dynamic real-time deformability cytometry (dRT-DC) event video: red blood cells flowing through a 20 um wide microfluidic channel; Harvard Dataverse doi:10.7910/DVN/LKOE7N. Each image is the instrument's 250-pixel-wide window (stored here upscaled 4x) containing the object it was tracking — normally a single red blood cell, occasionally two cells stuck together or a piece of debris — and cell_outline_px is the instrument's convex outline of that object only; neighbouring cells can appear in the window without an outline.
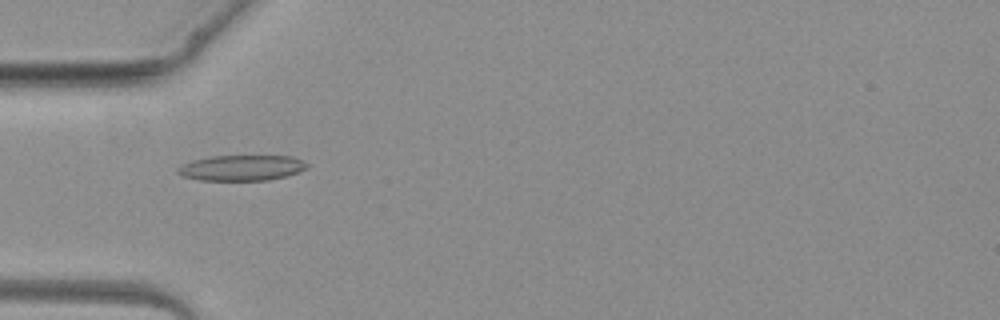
{"species": "common noctule bat (a hibernating species)", "species_latin": "Nyctalus noctula", "temperature_condition": "warm", "stored_images_in_passage": 4, "camera_frame_rate_fps": 3000, "um_per_image_px": 0.085, "animal": {"sex": "female", "body_mass_g": 19.3, "forearm_length_mm": 54.1}, "frame": {"image": 1, "passage_image": 4, "time_ms": 4.333, "image_size_px": [1000, 320], "cell_outline_px": [[308, 168], [284, 176], [268, 180], [200, 180], [184, 176], [176, 172], [176, 168], [192, 160], [212, 156], [292, 156], [308, 164]], "centroid_in_image_um": [20.51, 14.26], "position_along_channel_um": 64.5, "area_um2": 19.02}}